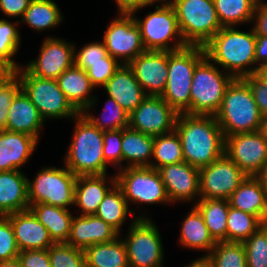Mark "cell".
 I'll list each match as a JSON object with an SVG mask.
<instances>
[{
	"label": "cell",
	"instance_id": "cell-25",
	"mask_svg": "<svg viewBox=\"0 0 267 267\" xmlns=\"http://www.w3.org/2000/svg\"><path fill=\"white\" fill-rule=\"evenodd\" d=\"M102 88L129 114L147 96L127 64H121Z\"/></svg>",
	"mask_w": 267,
	"mask_h": 267
},
{
	"label": "cell",
	"instance_id": "cell-8",
	"mask_svg": "<svg viewBox=\"0 0 267 267\" xmlns=\"http://www.w3.org/2000/svg\"><path fill=\"white\" fill-rule=\"evenodd\" d=\"M130 13L140 29L145 50L175 51L187 46L179 30L175 9L168 0L157 4L145 18H138L136 12Z\"/></svg>",
	"mask_w": 267,
	"mask_h": 267
},
{
	"label": "cell",
	"instance_id": "cell-48",
	"mask_svg": "<svg viewBox=\"0 0 267 267\" xmlns=\"http://www.w3.org/2000/svg\"><path fill=\"white\" fill-rule=\"evenodd\" d=\"M20 90L21 83L18 75L12 81L0 87V131L6 129L8 109Z\"/></svg>",
	"mask_w": 267,
	"mask_h": 267
},
{
	"label": "cell",
	"instance_id": "cell-35",
	"mask_svg": "<svg viewBox=\"0 0 267 267\" xmlns=\"http://www.w3.org/2000/svg\"><path fill=\"white\" fill-rule=\"evenodd\" d=\"M64 16L54 0H32L19 22L25 23L33 31H48L61 26Z\"/></svg>",
	"mask_w": 267,
	"mask_h": 267
},
{
	"label": "cell",
	"instance_id": "cell-20",
	"mask_svg": "<svg viewBox=\"0 0 267 267\" xmlns=\"http://www.w3.org/2000/svg\"><path fill=\"white\" fill-rule=\"evenodd\" d=\"M19 251L48 249L55 242L30 209L6 215Z\"/></svg>",
	"mask_w": 267,
	"mask_h": 267
},
{
	"label": "cell",
	"instance_id": "cell-18",
	"mask_svg": "<svg viewBox=\"0 0 267 267\" xmlns=\"http://www.w3.org/2000/svg\"><path fill=\"white\" fill-rule=\"evenodd\" d=\"M168 199L173 205L194 202L200 199L199 169L183 161L158 169Z\"/></svg>",
	"mask_w": 267,
	"mask_h": 267
},
{
	"label": "cell",
	"instance_id": "cell-60",
	"mask_svg": "<svg viewBox=\"0 0 267 267\" xmlns=\"http://www.w3.org/2000/svg\"><path fill=\"white\" fill-rule=\"evenodd\" d=\"M258 74L267 81V65H261L258 70Z\"/></svg>",
	"mask_w": 267,
	"mask_h": 267
},
{
	"label": "cell",
	"instance_id": "cell-7",
	"mask_svg": "<svg viewBox=\"0 0 267 267\" xmlns=\"http://www.w3.org/2000/svg\"><path fill=\"white\" fill-rule=\"evenodd\" d=\"M187 45L204 46L221 28L213 0H168Z\"/></svg>",
	"mask_w": 267,
	"mask_h": 267
},
{
	"label": "cell",
	"instance_id": "cell-22",
	"mask_svg": "<svg viewBox=\"0 0 267 267\" xmlns=\"http://www.w3.org/2000/svg\"><path fill=\"white\" fill-rule=\"evenodd\" d=\"M80 175L76 178L74 206L79 215H94L106 194L116 185V176Z\"/></svg>",
	"mask_w": 267,
	"mask_h": 267
},
{
	"label": "cell",
	"instance_id": "cell-29",
	"mask_svg": "<svg viewBox=\"0 0 267 267\" xmlns=\"http://www.w3.org/2000/svg\"><path fill=\"white\" fill-rule=\"evenodd\" d=\"M178 241L184 248L205 251L204 256H207L216 244L201 213L194 206L182 221Z\"/></svg>",
	"mask_w": 267,
	"mask_h": 267
},
{
	"label": "cell",
	"instance_id": "cell-17",
	"mask_svg": "<svg viewBox=\"0 0 267 267\" xmlns=\"http://www.w3.org/2000/svg\"><path fill=\"white\" fill-rule=\"evenodd\" d=\"M75 45L63 38L47 36L44 38L37 58L25 64V68L39 78H57L74 65Z\"/></svg>",
	"mask_w": 267,
	"mask_h": 267
},
{
	"label": "cell",
	"instance_id": "cell-39",
	"mask_svg": "<svg viewBox=\"0 0 267 267\" xmlns=\"http://www.w3.org/2000/svg\"><path fill=\"white\" fill-rule=\"evenodd\" d=\"M261 225L262 221L257 216L230 206L227 216V241L244 243Z\"/></svg>",
	"mask_w": 267,
	"mask_h": 267
},
{
	"label": "cell",
	"instance_id": "cell-14",
	"mask_svg": "<svg viewBox=\"0 0 267 267\" xmlns=\"http://www.w3.org/2000/svg\"><path fill=\"white\" fill-rule=\"evenodd\" d=\"M247 175L225 153L199 169L200 199H229Z\"/></svg>",
	"mask_w": 267,
	"mask_h": 267
},
{
	"label": "cell",
	"instance_id": "cell-28",
	"mask_svg": "<svg viewBox=\"0 0 267 267\" xmlns=\"http://www.w3.org/2000/svg\"><path fill=\"white\" fill-rule=\"evenodd\" d=\"M228 200L231 207L255 215L263 221L267 209V193L257 176H247Z\"/></svg>",
	"mask_w": 267,
	"mask_h": 267
},
{
	"label": "cell",
	"instance_id": "cell-53",
	"mask_svg": "<svg viewBox=\"0 0 267 267\" xmlns=\"http://www.w3.org/2000/svg\"><path fill=\"white\" fill-rule=\"evenodd\" d=\"M166 0H115L117 11L138 12L153 4L163 3Z\"/></svg>",
	"mask_w": 267,
	"mask_h": 267
},
{
	"label": "cell",
	"instance_id": "cell-58",
	"mask_svg": "<svg viewBox=\"0 0 267 267\" xmlns=\"http://www.w3.org/2000/svg\"><path fill=\"white\" fill-rule=\"evenodd\" d=\"M257 177L260 179L262 186L264 187L267 193V164L264 166L261 172L257 175Z\"/></svg>",
	"mask_w": 267,
	"mask_h": 267
},
{
	"label": "cell",
	"instance_id": "cell-38",
	"mask_svg": "<svg viewBox=\"0 0 267 267\" xmlns=\"http://www.w3.org/2000/svg\"><path fill=\"white\" fill-rule=\"evenodd\" d=\"M91 113V110L81 112L84 118L101 131H117L129 127V113L112 97L108 96L99 117Z\"/></svg>",
	"mask_w": 267,
	"mask_h": 267
},
{
	"label": "cell",
	"instance_id": "cell-52",
	"mask_svg": "<svg viewBox=\"0 0 267 267\" xmlns=\"http://www.w3.org/2000/svg\"><path fill=\"white\" fill-rule=\"evenodd\" d=\"M250 25L255 32V35L266 36L267 37V1L259 0L257 1L253 19Z\"/></svg>",
	"mask_w": 267,
	"mask_h": 267
},
{
	"label": "cell",
	"instance_id": "cell-34",
	"mask_svg": "<svg viewBox=\"0 0 267 267\" xmlns=\"http://www.w3.org/2000/svg\"><path fill=\"white\" fill-rule=\"evenodd\" d=\"M194 206L202 215L215 242L227 241L228 199H199Z\"/></svg>",
	"mask_w": 267,
	"mask_h": 267
},
{
	"label": "cell",
	"instance_id": "cell-44",
	"mask_svg": "<svg viewBox=\"0 0 267 267\" xmlns=\"http://www.w3.org/2000/svg\"><path fill=\"white\" fill-rule=\"evenodd\" d=\"M74 65L85 70L92 85L95 88H100L107 83L121 64L114 57L107 54L105 56V62L74 63Z\"/></svg>",
	"mask_w": 267,
	"mask_h": 267
},
{
	"label": "cell",
	"instance_id": "cell-23",
	"mask_svg": "<svg viewBox=\"0 0 267 267\" xmlns=\"http://www.w3.org/2000/svg\"><path fill=\"white\" fill-rule=\"evenodd\" d=\"M38 140L25 133L0 131V171L22 170L37 148Z\"/></svg>",
	"mask_w": 267,
	"mask_h": 267
},
{
	"label": "cell",
	"instance_id": "cell-45",
	"mask_svg": "<svg viewBox=\"0 0 267 267\" xmlns=\"http://www.w3.org/2000/svg\"><path fill=\"white\" fill-rule=\"evenodd\" d=\"M123 129L117 131H103V156L105 163L118 170L123 169L122 156Z\"/></svg>",
	"mask_w": 267,
	"mask_h": 267
},
{
	"label": "cell",
	"instance_id": "cell-30",
	"mask_svg": "<svg viewBox=\"0 0 267 267\" xmlns=\"http://www.w3.org/2000/svg\"><path fill=\"white\" fill-rule=\"evenodd\" d=\"M154 137L133 130L123 129L122 156L123 168L150 166L153 153ZM125 162L127 163L126 165Z\"/></svg>",
	"mask_w": 267,
	"mask_h": 267
},
{
	"label": "cell",
	"instance_id": "cell-41",
	"mask_svg": "<svg viewBox=\"0 0 267 267\" xmlns=\"http://www.w3.org/2000/svg\"><path fill=\"white\" fill-rule=\"evenodd\" d=\"M51 267H86L84 251L66 242L48 248Z\"/></svg>",
	"mask_w": 267,
	"mask_h": 267
},
{
	"label": "cell",
	"instance_id": "cell-42",
	"mask_svg": "<svg viewBox=\"0 0 267 267\" xmlns=\"http://www.w3.org/2000/svg\"><path fill=\"white\" fill-rule=\"evenodd\" d=\"M243 245L247 267H267V227L261 225Z\"/></svg>",
	"mask_w": 267,
	"mask_h": 267
},
{
	"label": "cell",
	"instance_id": "cell-47",
	"mask_svg": "<svg viewBox=\"0 0 267 267\" xmlns=\"http://www.w3.org/2000/svg\"><path fill=\"white\" fill-rule=\"evenodd\" d=\"M74 48V63H97L105 62V56L108 54L103 41L90 42L79 48Z\"/></svg>",
	"mask_w": 267,
	"mask_h": 267
},
{
	"label": "cell",
	"instance_id": "cell-43",
	"mask_svg": "<svg viewBox=\"0 0 267 267\" xmlns=\"http://www.w3.org/2000/svg\"><path fill=\"white\" fill-rule=\"evenodd\" d=\"M19 20L11 22L7 19H0V59L14 60L13 57L21 45V33L19 32Z\"/></svg>",
	"mask_w": 267,
	"mask_h": 267
},
{
	"label": "cell",
	"instance_id": "cell-4",
	"mask_svg": "<svg viewBox=\"0 0 267 267\" xmlns=\"http://www.w3.org/2000/svg\"><path fill=\"white\" fill-rule=\"evenodd\" d=\"M215 118L224 137L260 130L263 118L243 78H234L229 84Z\"/></svg>",
	"mask_w": 267,
	"mask_h": 267
},
{
	"label": "cell",
	"instance_id": "cell-13",
	"mask_svg": "<svg viewBox=\"0 0 267 267\" xmlns=\"http://www.w3.org/2000/svg\"><path fill=\"white\" fill-rule=\"evenodd\" d=\"M103 34V43L107 53L120 64H129L145 51L140 29L133 15L127 11H118Z\"/></svg>",
	"mask_w": 267,
	"mask_h": 267
},
{
	"label": "cell",
	"instance_id": "cell-46",
	"mask_svg": "<svg viewBox=\"0 0 267 267\" xmlns=\"http://www.w3.org/2000/svg\"><path fill=\"white\" fill-rule=\"evenodd\" d=\"M19 252L10 220L0 216V262L17 258Z\"/></svg>",
	"mask_w": 267,
	"mask_h": 267
},
{
	"label": "cell",
	"instance_id": "cell-2",
	"mask_svg": "<svg viewBox=\"0 0 267 267\" xmlns=\"http://www.w3.org/2000/svg\"><path fill=\"white\" fill-rule=\"evenodd\" d=\"M206 56L234 78L256 73V35L232 27H222L204 46Z\"/></svg>",
	"mask_w": 267,
	"mask_h": 267
},
{
	"label": "cell",
	"instance_id": "cell-50",
	"mask_svg": "<svg viewBox=\"0 0 267 267\" xmlns=\"http://www.w3.org/2000/svg\"><path fill=\"white\" fill-rule=\"evenodd\" d=\"M18 259L22 267H51L48 249L20 251Z\"/></svg>",
	"mask_w": 267,
	"mask_h": 267
},
{
	"label": "cell",
	"instance_id": "cell-24",
	"mask_svg": "<svg viewBox=\"0 0 267 267\" xmlns=\"http://www.w3.org/2000/svg\"><path fill=\"white\" fill-rule=\"evenodd\" d=\"M57 82L66 99L79 113L95 109L98 98L92 91L96 88L85 70L73 65L57 78Z\"/></svg>",
	"mask_w": 267,
	"mask_h": 267
},
{
	"label": "cell",
	"instance_id": "cell-59",
	"mask_svg": "<svg viewBox=\"0 0 267 267\" xmlns=\"http://www.w3.org/2000/svg\"><path fill=\"white\" fill-rule=\"evenodd\" d=\"M262 135L264 136L266 142H267V117L262 119L261 127L259 130Z\"/></svg>",
	"mask_w": 267,
	"mask_h": 267
},
{
	"label": "cell",
	"instance_id": "cell-32",
	"mask_svg": "<svg viewBox=\"0 0 267 267\" xmlns=\"http://www.w3.org/2000/svg\"><path fill=\"white\" fill-rule=\"evenodd\" d=\"M121 235L111 242L85 248L86 267H129L127 249Z\"/></svg>",
	"mask_w": 267,
	"mask_h": 267
},
{
	"label": "cell",
	"instance_id": "cell-36",
	"mask_svg": "<svg viewBox=\"0 0 267 267\" xmlns=\"http://www.w3.org/2000/svg\"><path fill=\"white\" fill-rule=\"evenodd\" d=\"M222 27L252 23L258 0H213Z\"/></svg>",
	"mask_w": 267,
	"mask_h": 267
},
{
	"label": "cell",
	"instance_id": "cell-57",
	"mask_svg": "<svg viewBox=\"0 0 267 267\" xmlns=\"http://www.w3.org/2000/svg\"><path fill=\"white\" fill-rule=\"evenodd\" d=\"M0 267H22L18 257L11 260L1 261Z\"/></svg>",
	"mask_w": 267,
	"mask_h": 267
},
{
	"label": "cell",
	"instance_id": "cell-27",
	"mask_svg": "<svg viewBox=\"0 0 267 267\" xmlns=\"http://www.w3.org/2000/svg\"><path fill=\"white\" fill-rule=\"evenodd\" d=\"M27 180L22 170L0 171V216L29 209Z\"/></svg>",
	"mask_w": 267,
	"mask_h": 267
},
{
	"label": "cell",
	"instance_id": "cell-54",
	"mask_svg": "<svg viewBox=\"0 0 267 267\" xmlns=\"http://www.w3.org/2000/svg\"><path fill=\"white\" fill-rule=\"evenodd\" d=\"M21 66L15 60L0 59V87L12 81Z\"/></svg>",
	"mask_w": 267,
	"mask_h": 267
},
{
	"label": "cell",
	"instance_id": "cell-10",
	"mask_svg": "<svg viewBox=\"0 0 267 267\" xmlns=\"http://www.w3.org/2000/svg\"><path fill=\"white\" fill-rule=\"evenodd\" d=\"M76 178L65 165L63 168L43 166L34 179L27 180L29 205L45 203L72 209Z\"/></svg>",
	"mask_w": 267,
	"mask_h": 267
},
{
	"label": "cell",
	"instance_id": "cell-31",
	"mask_svg": "<svg viewBox=\"0 0 267 267\" xmlns=\"http://www.w3.org/2000/svg\"><path fill=\"white\" fill-rule=\"evenodd\" d=\"M29 209L49 231L50 237L55 243L67 242L73 218L70 209L45 203L30 205Z\"/></svg>",
	"mask_w": 267,
	"mask_h": 267
},
{
	"label": "cell",
	"instance_id": "cell-55",
	"mask_svg": "<svg viewBox=\"0 0 267 267\" xmlns=\"http://www.w3.org/2000/svg\"><path fill=\"white\" fill-rule=\"evenodd\" d=\"M256 73L261 65H267V37L256 35L255 48Z\"/></svg>",
	"mask_w": 267,
	"mask_h": 267
},
{
	"label": "cell",
	"instance_id": "cell-1",
	"mask_svg": "<svg viewBox=\"0 0 267 267\" xmlns=\"http://www.w3.org/2000/svg\"><path fill=\"white\" fill-rule=\"evenodd\" d=\"M175 131L182 143L184 161L198 169L224 154L225 137L215 116L178 114Z\"/></svg>",
	"mask_w": 267,
	"mask_h": 267
},
{
	"label": "cell",
	"instance_id": "cell-49",
	"mask_svg": "<svg viewBox=\"0 0 267 267\" xmlns=\"http://www.w3.org/2000/svg\"><path fill=\"white\" fill-rule=\"evenodd\" d=\"M243 79L252 90L254 100L258 105L262 118L267 117V81L258 73L247 75Z\"/></svg>",
	"mask_w": 267,
	"mask_h": 267
},
{
	"label": "cell",
	"instance_id": "cell-21",
	"mask_svg": "<svg viewBox=\"0 0 267 267\" xmlns=\"http://www.w3.org/2000/svg\"><path fill=\"white\" fill-rule=\"evenodd\" d=\"M119 233L104 220L94 215L73 216L67 244L84 250L98 243L113 241Z\"/></svg>",
	"mask_w": 267,
	"mask_h": 267
},
{
	"label": "cell",
	"instance_id": "cell-11",
	"mask_svg": "<svg viewBox=\"0 0 267 267\" xmlns=\"http://www.w3.org/2000/svg\"><path fill=\"white\" fill-rule=\"evenodd\" d=\"M126 237L129 267H163L164 247L159 229L152 218H133Z\"/></svg>",
	"mask_w": 267,
	"mask_h": 267
},
{
	"label": "cell",
	"instance_id": "cell-12",
	"mask_svg": "<svg viewBox=\"0 0 267 267\" xmlns=\"http://www.w3.org/2000/svg\"><path fill=\"white\" fill-rule=\"evenodd\" d=\"M115 176L116 185L121 189L129 206L131 203L138 206L171 205L157 169L150 166L126 167L116 171Z\"/></svg>",
	"mask_w": 267,
	"mask_h": 267
},
{
	"label": "cell",
	"instance_id": "cell-16",
	"mask_svg": "<svg viewBox=\"0 0 267 267\" xmlns=\"http://www.w3.org/2000/svg\"><path fill=\"white\" fill-rule=\"evenodd\" d=\"M224 153L247 176H257L267 164V142L260 131L225 137Z\"/></svg>",
	"mask_w": 267,
	"mask_h": 267
},
{
	"label": "cell",
	"instance_id": "cell-5",
	"mask_svg": "<svg viewBox=\"0 0 267 267\" xmlns=\"http://www.w3.org/2000/svg\"><path fill=\"white\" fill-rule=\"evenodd\" d=\"M206 56L203 46L187 45L168 51V78L161 97L177 113L190 114V91L194 69Z\"/></svg>",
	"mask_w": 267,
	"mask_h": 267
},
{
	"label": "cell",
	"instance_id": "cell-19",
	"mask_svg": "<svg viewBox=\"0 0 267 267\" xmlns=\"http://www.w3.org/2000/svg\"><path fill=\"white\" fill-rule=\"evenodd\" d=\"M128 66L147 96H161L168 78V51L145 50Z\"/></svg>",
	"mask_w": 267,
	"mask_h": 267
},
{
	"label": "cell",
	"instance_id": "cell-9",
	"mask_svg": "<svg viewBox=\"0 0 267 267\" xmlns=\"http://www.w3.org/2000/svg\"><path fill=\"white\" fill-rule=\"evenodd\" d=\"M21 89L36 106L39 114L46 122L53 119H69L79 112L66 99L57 80L39 78L32 75L22 64L17 72Z\"/></svg>",
	"mask_w": 267,
	"mask_h": 267
},
{
	"label": "cell",
	"instance_id": "cell-15",
	"mask_svg": "<svg viewBox=\"0 0 267 267\" xmlns=\"http://www.w3.org/2000/svg\"><path fill=\"white\" fill-rule=\"evenodd\" d=\"M177 116L161 96H146L129 114V127L156 137L173 132Z\"/></svg>",
	"mask_w": 267,
	"mask_h": 267
},
{
	"label": "cell",
	"instance_id": "cell-3",
	"mask_svg": "<svg viewBox=\"0 0 267 267\" xmlns=\"http://www.w3.org/2000/svg\"><path fill=\"white\" fill-rule=\"evenodd\" d=\"M73 121L75 126L63 165L76 176L107 174L108 166L103 156V131L92 125L81 113Z\"/></svg>",
	"mask_w": 267,
	"mask_h": 267
},
{
	"label": "cell",
	"instance_id": "cell-61",
	"mask_svg": "<svg viewBox=\"0 0 267 267\" xmlns=\"http://www.w3.org/2000/svg\"><path fill=\"white\" fill-rule=\"evenodd\" d=\"M262 225L267 227V209H266V214H265L263 221H262Z\"/></svg>",
	"mask_w": 267,
	"mask_h": 267
},
{
	"label": "cell",
	"instance_id": "cell-37",
	"mask_svg": "<svg viewBox=\"0 0 267 267\" xmlns=\"http://www.w3.org/2000/svg\"><path fill=\"white\" fill-rule=\"evenodd\" d=\"M184 161L182 143L179 135L174 130L171 133L154 137L151 167H160L178 164Z\"/></svg>",
	"mask_w": 267,
	"mask_h": 267
},
{
	"label": "cell",
	"instance_id": "cell-26",
	"mask_svg": "<svg viewBox=\"0 0 267 267\" xmlns=\"http://www.w3.org/2000/svg\"><path fill=\"white\" fill-rule=\"evenodd\" d=\"M44 123L36 106L21 89L8 109L6 130L25 133L39 141Z\"/></svg>",
	"mask_w": 267,
	"mask_h": 267
},
{
	"label": "cell",
	"instance_id": "cell-51",
	"mask_svg": "<svg viewBox=\"0 0 267 267\" xmlns=\"http://www.w3.org/2000/svg\"><path fill=\"white\" fill-rule=\"evenodd\" d=\"M32 0H0V12L9 18L22 19Z\"/></svg>",
	"mask_w": 267,
	"mask_h": 267
},
{
	"label": "cell",
	"instance_id": "cell-6",
	"mask_svg": "<svg viewBox=\"0 0 267 267\" xmlns=\"http://www.w3.org/2000/svg\"><path fill=\"white\" fill-rule=\"evenodd\" d=\"M234 77L219 68L207 56L195 67L191 91L190 114L215 116L225 91Z\"/></svg>",
	"mask_w": 267,
	"mask_h": 267
},
{
	"label": "cell",
	"instance_id": "cell-56",
	"mask_svg": "<svg viewBox=\"0 0 267 267\" xmlns=\"http://www.w3.org/2000/svg\"><path fill=\"white\" fill-rule=\"evenodd\" d=\"M183 267H216L208 256L202 255Z\"/></svg>",
	"mask_w": 267,
	"mask_h": 267
},
{
	"label": "cell",
	"instance_id": "cell-40",
	"mask_svg": "<svg viewBox=\"0 0 267 267\" xmlns=\"http://www.w3.org/2000/svg\"><path fill=\"white\" fill-rule=\"evenodd\" d=\"M207 256L216 267H247L246 250L241 242H216Z\"/></svg>",
	"mask_w": 267,
	"mask_h": 267
},
{
	"label": "cell",
	"instance_id": "cell-33",
	"mask_svg": "<svg viewBox=\"0 0 267 267\" xmlns=\"http://www.w3.org/2000/svg\"><path fill=\"white\" fill-rule=\"evenodd\" d=\"M129 213L133 216L132 218L147 219L148 217L144 213L135 216V211L130 209L121 189L115 185L101 201L95 215L112 226L120 234Z\"/></svg>",
	"mask_w": 267,
	"mask_h": 267
}]
</instances>
